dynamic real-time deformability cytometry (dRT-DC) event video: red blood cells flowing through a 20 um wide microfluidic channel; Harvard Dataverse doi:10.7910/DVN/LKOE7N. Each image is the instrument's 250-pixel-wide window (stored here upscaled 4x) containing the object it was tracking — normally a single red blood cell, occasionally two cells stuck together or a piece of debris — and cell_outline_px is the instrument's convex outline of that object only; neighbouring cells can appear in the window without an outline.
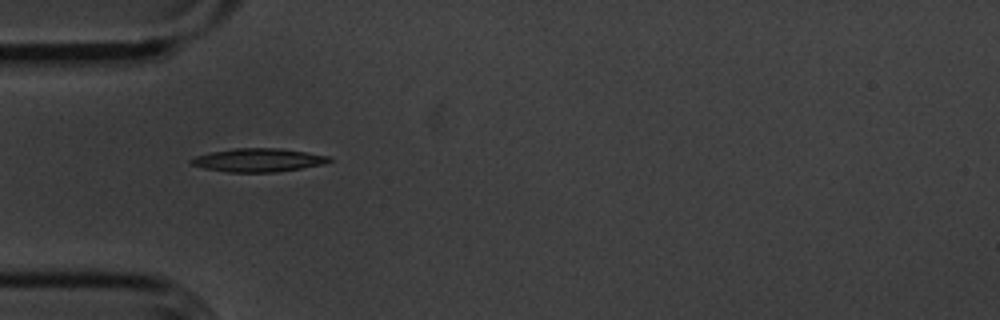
{"species": "common noctule bat (a hibernating species)", "species_latin": "Nyctalus noctula", "temperature_condition": "cold", "stored_images_in_passage": 39, "camera_frame_rate_fps": 3000, "um_per_image_px": 0.085, "animal": {"sex": "male", "body_mass_g": 20.1, "forearm_length_mm": 53.5}, "frame": {"image": 1, "passage_image": 1, "time_ms": 0.0, "image_size_px": [1000, 320], "cell_outline_px": [[332, 160], [324, 164], [276, 172], [228, 172], [204, 168], [192, 164], [188, 160], [192, 156], [212, 152], [236, 148], [280, 148], [332, 156]], "centroid_in_image_um": [21.95, 13.6], "position_along_channel_um": 63.1, "area_um2": 18.84}}
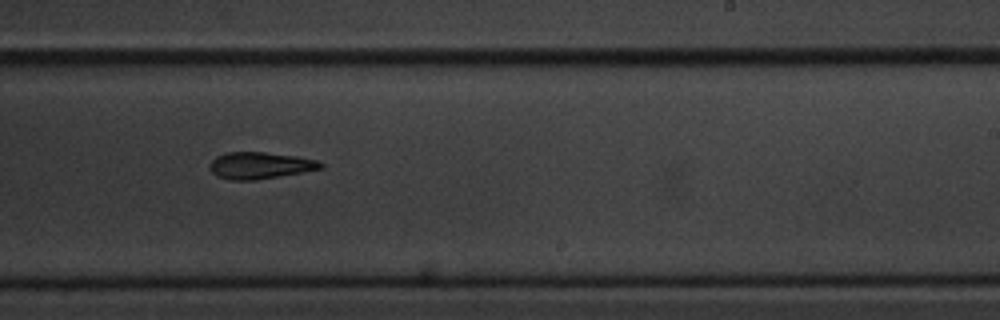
{"frame": {"image": 2, "passage_image": 18, "time_ms": 5.667, "image_size_px": [1000, 320], "cell_outline_px": [[324, 168], [256, 180], [228, 180], [216, 176], [208, 168], [208, 164], [216, 156], [228, 152], [264, 152], [296, 156], [316, 160], [324, 164]], "centroid_in_image_um": [22.05, 14.07], "position_along_channel_um": 266.9, "area_um2": 17.34}}
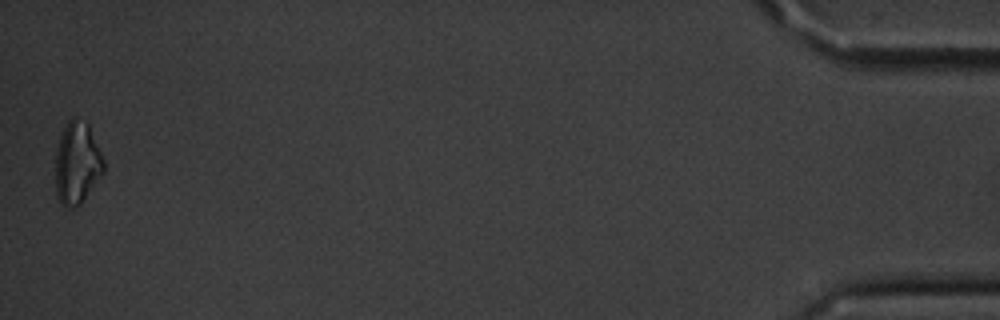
{"frame": {"image": 3, "passage_image": 39, "time_ms": 12.667, "image_size_px": [1000, 320], "cell_outline_px": [[104, 172], [80, 204], [72, 208], [68, 208], [60, 204], [56, 196], [56, 152], [60, 136], [68, 120], [72, 116], [88, 124], [104, 160]], "centroid_in_image_um": [6.54, 13.88], "position_along_channel_um": 428.7, "area_um2": 22.95}, "authors_computed_cell_mechanics": {"area_um2": 17.6868, "velocity_mm_per_s": 3.6127, "shape_relaxation_time_tau1_ms": 4.2398, "shape_relaxation_time_tau2_ms": null, "deformation_change_tau1": 0.1752, "deformation_change_tau2": null}}